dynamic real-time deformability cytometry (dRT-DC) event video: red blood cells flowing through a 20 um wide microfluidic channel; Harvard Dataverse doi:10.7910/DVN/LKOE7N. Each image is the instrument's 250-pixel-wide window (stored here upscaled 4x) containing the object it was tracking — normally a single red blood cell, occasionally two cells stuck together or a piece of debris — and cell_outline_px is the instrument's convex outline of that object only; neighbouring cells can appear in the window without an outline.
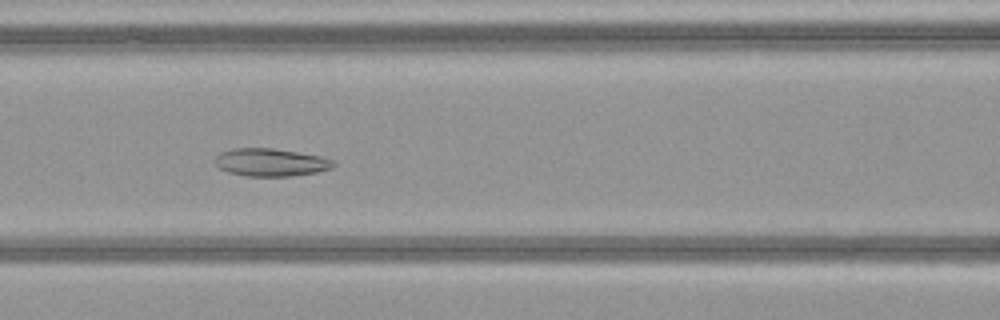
{"species": "common noctule bat (a hibernating species)", "species_latin": "Nyctalus noctula", "temperature_condition": "warm", "stored_images_in_passage": 51, "camera_frame_rate_fps": 3000, "um_per_image_px": 0.085, "animal": {"sex": "female", "body_mass_g": 21.9}, "frame": {"image": 1, "passage_image": 23, "time_ms": 7.333, "image_size_px": [1000, 320], "cell_outline_px": [[336, 164], [332, 168], [316, 172], [292, 176], [244, 176], [228, 172], [220, 168], [216, 164], [216, 156], [220, 152], [232, 148], [272, 148], [320, 156], [332, 160]], "centroid_in_image_um": [23.0, 13.8], "position_along_channel_um": 143.6, "area_um2": 19.07}}
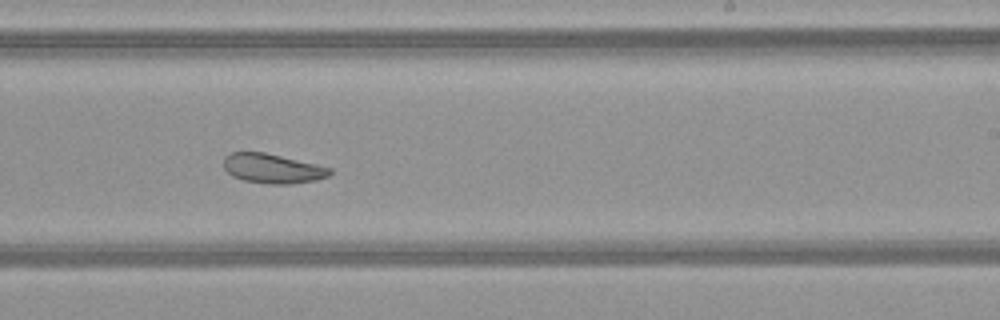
{"frame": {"image": 2, "passage_image": 32, "time_ms": 10.333, "image_size_px": [1000, 320], "cell_outline_px": [[332, 172], [328, 176], [316, 180], [292, 184], [268, 184], [244, 180], [232, 176], [224, 168], [224, 156], [232, 152], [264, 152], [316, 164], [332, 168]], "centroid_in_image_um": [23.17, 14.33], "position_along_channel_um": 265.8, "area_um2": 18.26}}
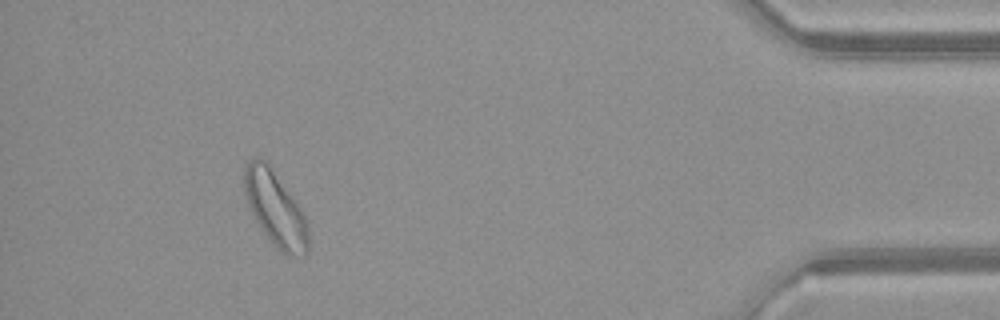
{"frame": {"image": 3, "passage_image": 47, "time_ms": 15.333, "image_size_px": [1000, 320], "cell_outline_px": [[308, 252], [304, 256], [288, 256], [276, 248], [260, 228], [248, 204], [244, 192], [244, 168], [248, 160], [256, 156], [260, 156], [272, 168], [292, 196], [300, 208], [308, 224]], "centroid_in_image_um": [23.4, 17.74], "position_along_channel_um": 411.8, "area_um2": 27.86}, "authors_computed_cell_mechanics": {"area_um2": 25.2586, "velocity_mm_per_s": 4.0864, "shape_relaxation_time_tau1_ms": null, "shape_relaxation_time_tau2_ms": 3.4036, "deformation_change_tau1": null, "deformation_change_tau2": 0.0976}}